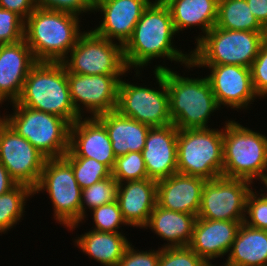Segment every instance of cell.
<instances>
[{
    "label": "cell",
    "mask_w": 267,
    "mask_h": 266,
    "mask_svg": "<svg viewBox=\"0 0 267 266\" xmlns=\"http://www.w3.org/2000/svg\"><path fill=\"white\" fill-rule=\"evenodd\" d=\"M227 256V266H267V231L242 223Z\"/></svg>",
    "instance_id": "4316f807"
},
{
    "label": "cell",
    "mask_w": 267,
    "mask_h": 266,
    "mask_svg": "<svg viewBox=\"0 0 267 266\" xmlns=\"http://www.w3.org/2000/svg\"><path fill=\"white\" fill-rule=\"evenodd\" d=\"M37 61L25 39L0 45V101L16 102L24 81ZM10 100V101H9Z\"/></svg>",
    "instance_id": "d6986e66"
},
{
    "label": "cell",
    "mask_w": 267,
    "mask_h": 266,
    "mask_svg": "<svg viewBox=\"0 0 267 266\" xmlns=\"http://www.w3.org/2000/svg\"><path fill=\"white\" fill-rule=\"evenodd\" d=\"M63 157H85L97 160L113 170L116 156L109 134L97 117H80L70 125L69 150Z\"/></svg>",
    "instance_id": "2e32d148"
},
{
    "label": "cell",
    "mask_w": 267,
    "mask_h": 266,
    "mask_svg": "<svg viewBox=\"0 0 267 266\" xmlns=\"http://www.w3.org/2000/svg\"><path fill=\"white\" fill-rule=\"evenodd\" d=\"M250 12L259 23L267 30V0H246Z\"/></svg>",
    "instance_id": "60d3db41"
},
{
    "label": "cell",
    "mask_w": 267,
    "mask_h": 266,
    "mask_svg": "<svg viewBox=\"0 0 267 266\" xmlns=\"http://www.w3.org/2000/svg\"><path fill=\"white\" fill-rule=\"evenodd\" d=\"M222 171L223 129H178L177 173L212 180Z\"/></svg>",
    "instance_id": "ba28073f"
},
{
    "label": "cell",
    "mask_w": 267,
    "mask_h": 266,
    "mask_svg": "<svg viewBox=\"0 0 267 266\" xmlns=\"http://www.w3.org/2000/svg\"><path fill=\"white\" fill-rule=\"evenodd\" d=\"M257 192L252 189L247 195L244 223L267 231V194Z\"/></svg>",
    "instance_id": "836d02e7"
},
{
    "label": "cell",
    "mask_w": 267,
    "mask_h": 266,
    "mask_svg": "<svg viewBox=\"0 0 267 266\" xmlns=\"http://www.w3.org/2000/svg\"><path fill=\"white\" fill-rule=\"evenodd\" d=\"M157 181L149 178L119 183L117 201L128 226L145 228L157 204Z\"/></svg>",
    "instance_id": "7402d4cb"
},
{
    "label": "cell",
    "mask_w": 267,
    "mask_h": 266,
    "mask_svg": "<svg viewBox=\"0 0 267 266\" xmlns=\"http://www.w3.org/2000/svg\"><path fill=\"white\" fill-rule=\"evenodd\" d=\"M151 0H94V11H100L101 24L93 31L124 46ZM115 39V40H114Z\"/></svg>",
    "instance_id": "e0dca14e"
},
{
    "label": "cell",
    "mask_w": 267,
    "mask_h": 266,
    "mask_svg": "<svg viewBox=\"0 0 267 266\" xmlns=\"http://www.w3.org/2000/svg\"><path fill=\"white\" fill-rule=\"evenodd\" d=\"M176 31L167 5L163 0L151 1L135 25L130 39L123 46V55L127 69L135 68V77L140 70L157 58H167L185 67L191 63V51L187 54L174 48ZM140 69V70H139Z\"/></svg>",
    "instance_id": "6da1fadb"
},
{
    "label": "cell",
    "mask_w": 267,
    "mask_h": 266,
    "mask_svg": "<svg viewBox=\"0 0 267 266\" xmlns=\"http://www.w3.org/2000/svg\"><path fill=\"white\" fill-rule=\"evenodd\" d=\"M158 266H208L189 246L161 247Z\"/></svg>",
    "instance_id": "e575fe53"
},
{
    "label": "cell",
    "mask_w": 267,
    "mask_h": 266,
    "mask_svg": "<svg viewBox=\"0 0 267 266\" xmlns=\"http://www.w3.org/2000/svg\"><path fill=\"white\" fill-rule=\"evenodd\" d=\"M13 104L5 121L47 159L61 158L69 150L70 124L57 115Z\"/></svg>",
    "instance_id": "52a82bcc"
},
{
    "label": "cell",
    "mask_w": 267,
    "mask_h": 266,
    "mask_svg": "<svg viewBox=\"0 0 267 266\" xmlns=\"http://www.w3.org/2000/svg\"><path fill=\"white\" fill-rule=\"evenodd\" d=\"M97 118L104 124L116 157L129 152H142L150 126L122 116L117 110L101 114Z\"/></svg>",
    "instance_id": "603a6c76"
},
{
    "label": "cell",
    "mask_w": 267,
    "mask_h": 266,
    "mask_svg": "<svg viewBox=\"0 0 267 266\" xmlns=\"http://www.w3.org/2000/svg\"><path fill=\"white\" fill-rule=\"evenodd\" d=\"M158 90L131 84L123 79L118 86L117 111L150 127L173 124L169 114V94L166 85V68L153 71Z\"/></svg>",
    "instance_id": "30bf717a"
},
{
    "label": "cell",
    "mask_w": 267,
    "mask_h": 266,
    "mask_svg": "<svg viewBox=\"0 0 267 266\" xmlns=\"http://www.w3.org/2000/svg\"><path fill=\"white\" fill-rule=\"evenodd\" d=\"M122 76L73 74L67 70L69 91L77 114L84 117L83 110H86L90 117H97L115 111Z\"/></svg>",
    "instance_id": "5bb4252c"
},
{
    "label": "cell",
    "mask_w": 267,
    "mask_h": 266,
    "mask_svg": "<svg viewBox=\"0 0 267 266\" xmlns=\"http://www.w3.org/2000/svg\"><path fill=\"white\" fill-rule=\"evenodd\" d=\"M196 218L193 214L167 210L156 204L145 229L149 227L160 239L168 242L162 248L188 246Z\"/></svg>",
    "instance_id": "cb8c5ba5"
},
{
    "label": "cell",
    "mask_w": 267,
    "mask_h": 266,
    "mask_svg": "<svg viewBox=\"0 0 267 266\" xmlns=\"http://www.w3.org/2000/svg\"><path fill=\"white\" fill-rule=\"evenodd\" d=\"M16 102L57 115L70 125L80 118L71 99L67 69L62 62L37 61L30 69Z\"/></svg>",
    "instance_id": "3957f363"
},
{
    "label": "cell",
    "mask_w": 267,
    "mask_h": 266,
    "mask_svg": "<svg viewBox=\"0 0 267 266\" xmlns=\"http://www.w3.org/2000/svg\"><path fill=\"white\" fill-rule=\"evenodd\" d=\"M219 0H163L176 33L199 26L204 35L216 25Z\"/></svg>",
    "instance_id": "d4e9b609"
},
{
    "label": "cell",
    "mask_w": 267,
    "mask_h": 266,
    "mask_svg": "<svg viewBox=\"0 0 267 266\" xmlns=\"http://www.w3.org/2000/svg\"><path fill=\"white\" fill-rule=\"evenodd\" d=\"M37 8L55 10L80 16L94 12V0H35Z\"/></svg>",
    "instance_id": "74e56055"
},
{
    "label": "cell",
    "mask_w": 267,
    "mask_h": 266,
    "mask_svg": "<svg viewBox=\"0 0 267 266\" xmlns=\"http://www.w3.org/2000/svg\"><path fill=\"white\" fill-rule=\"evenodd\" d=\"M47 158L6 121L0 126V163L18 183L34 189Z\"/></svg>",
    "instance_id": "4fadbf2b"
},
{
    "label": "cell",
    "mask_w": 267,
    "mask_h": 266,
    "mask_svg": "<svg viewBox=\"0 0 267 266\" xmlns=\"http://www.w3.org/2000/svg\"><path fill=\"white\" fill-rule=\"evenodd\" d=\"M205 178L175 173L157 181V205L197 217Z\"/></svg>",
    "instance_id": "44dd1931"
},
{
    "label": "cell",
    "mask_w": 267,
    "mask_h": 266,
    "mask_svg": "<svg viewBox=\"0 0 267 266\" xmlns=\"http://www.w3.org/2000/svg\"><path fill=\"white\" fill-rule=\"evenodd\" d=\"M118 185L119 183L111 175L110 177L82 189L81 223L86 218L87 208L92 210L101 205L117 201Z\"/></svg>",
    "instance_id": "f546056e"
},
{
    "label": "cell",
    "mask_w": 267,
    "mask_h": 266,
    "mask_svg": "<svg viewBox=\"0 0 267 266\" xmlns=\"http://www.w3.org/2000/svg\"><path fill=\"white\" fill-rule=\"evenodd\" d=\"M70 54L62 61L73 74L126 75L129 73L123 55V46L96 34L84 31Z\"/></svg>",
    "instance_id": "8fae6325"
},
{
    "label": "cell",
    "mask_w": 267,
    "mask_h": 266,
    "mask_svg": "<svg viewBox=\"0 0 267 266\" xmlns=\"http://www.w3.org/2000/svg\"><path fill=\"white\" fill-rule=\"evenodd\" d=\"M223 128V171L227 178L244 179L254 184L267 176V136L225 121Z\"/></svg>",
    "instance_id": "5b68a950"
},
{
    "label": "cell",
    "mask_w": 267,
    "mask_h": 266,
    "mask_svg": "<svg viewBox=\"0 0 267 266\" xmlns=\"http://www.w3.org/2000/svg\"><path fill=\"white\" fill-rule=\"evenodd\" d=\"M0 7L15 12L24 21L36 9L35 0H0Z\"/></svg>",
    "instance_id": "ab89813d"
},
{
    "label": "cell",
    "mask_w": 267,
    "mask_h": 266,
    "mask_svg": "<svg viewBox=\"0 0 267 266\" xmlns=\"http://www.w3.org/2000/svg\"><path fill=\"white\" fill-rule=\"evenodd\" d=\"M34 196L30 186L17 184L10 191L0 195V233L5 234L20 222L25 214L28 198Z\"/></svg>",
    "instance_id": "f1b7e54d"
},
{
    "label": "cell",
    "mask_w": 267,
    "mask_h": 266,
    "mask_svg": "<svg viewBox=\"0 0 267 266\" xmlns=\"http://www.w3.org/2000/svg\"><path fill=\"white\" fill-rule=\"evenodd\" d=\"M208 266H216V264L213 265V264L211 263V264H208ZM221 266H227V265L223 264V265H221Z\"/></svg>",
    "instance_id": "f6af8a7d"
},
{
    "label": "cell",
    "mask_w": 267,
    "mask_h": 266,
    "mask_svg": "<svg viewBox=\"0 0 267 266\" xmlns=\"http://www.w3.org/2000/svg\"><path fill=\"white\" fill-rule=\"evenodd\" d=\"M25 21L15 12L0 7V45L24 39Z\"/></svg>",
    "instance_id": "d590c367"
},
{
    "label": "cell",
    "mask_w": 267,
    "mask_h": 266,
    "mask_svg": "<svg viewBox=\"0 0 267 266\" xmlns=\"http://www.w3.org/2000/svg\"><path fill=\"white\" fill-rule=\"evenodd\" d=\"M252 83L257 96L267 97V37L260 45L258 55L250 66Z\"/></svg>",
    "instance_id": "8d00e7d4"
},
{
    "label": "cell",
    "mask_w": 267,
    "mask_h": 266,
    "mask_svg": "<svg viewBox=\"0 0 267 266\" xmlns=\"http://www.w3.org/2000/svg\"><path fill=\"white\" fill-rule=\"evenodd\" d=\"M79 16L37 8L25 20L24 39L36 61L62 62L83 33Z\"/></svg>",
    "instance_id": "7a4b0ae2"
},
{
    "label": "cell",
    "mask_w": 267,
    "mask_h": 266,
    "mask_svg": "<svg viewBox=\"0 0 267 266\" xmlns=\"http://www.w3.org/2000/svg\"><path fill=\"white\" fill-rule=\"evenodd\" d=\"M2 104H3V102L0 101V105H1V106H2ZM4 122H5V116L2 115V117H1V115H0V126H1Z\"/></svg>",
    "instance_id": "7bdbcfd3"
},
{
    "label": "cell",
    "mask_w": 267,
    "mask_h": 266,
    "mask_svg": "<svg viewBox=\"0 0 267 266\" xmlns=\"http://www.w3.org/2000/svg\"><path fill=\"white\" fill-rule=\"evenodd\" d=\"M166 68V85L169 94V114L178 129H206L212 113L220 109L211 85L204 78L181 76L162 65L154 70Z\"/></svg>",
    "instance_id": "277c9868"
},
{
    "label": "cell",
    "mask_w": 267,
    "mask_h": 266,
    "mask_svg": "<svg viewBox=\"0 0 267 266\" xmlns=\"http://www.w3.org/2000/svg\"><path fill=\"white\" fill-rule=\"evenodd\" d=\"M74 239L75 246L103 266H118L131 244L123 233L90 230Z\"/></svg>",
    "instance_id": "484cf974"
},
{
    "label": "cell",
    "mask_w": 267,
    "mask_h": 266,
    "mask_svg": "<svg viewBox=\"0 0 267 266\" xmlns=\"http://www.w3.org/2000/svg\"><path fill=\"white\" fill-rule=\"evenodd\" d=\"M177 137L174 124L150 128L142 150L149 179L159 181L177 173Z\"/></svg>",
    "instance_id": "ac0fdd59"
},
{
    "label": "cell",
    "mask_w": 267,
    "mask_h": 266,
    "mask_svg": "<svg viewBox=\"0 0 267 266\" xmlns=\"http://www.w3.org/2000/svg\"><path fill=\"white\" fill-rule=\"evenodd\" d=\"M241 222L196 218L188 245L207 264L224 257L232 247Z\"/></svg>",
    "instance_id": "ffe728a7"
},
{
    "label": "cell",
    "mask_w": 267,
    "mask_h": 266,
    "mask_svg": "<svg viewBox=\"0 0 267 266\" xmlns=\"http://www.w3.org/2000/svg\"><path fill=\"white\" fill-rule=\"evenodd\" d=\"M261 183L266 186V187H264L266 190L267 189V176L263 179V181ZM265 193L267 194V190L265 191Z\"/></svg>",
    "instance_id": "ee69618b"
},
{
    "label": "cell",
    "mask_w": 267,
    "mask_h": 266,
    "mask_svg": "<svg viewBox=\"0 0 267 266\" xmlns=\"http://www.w3.org/2000/svg\"><path fill=\"white\" fill-rule=\"evenodd\" d=\"M252 183L244 179L220 176L206 180L197 218L244 223L246 199Z\"/></svg>",
    "instance_id": "7c38bea8"
},
{
    "label": "cell",
    "mask_w": 267,
    "mask_h": 266,
    "mask_svg": "<svg viewBox=\"0 0 267 266\" xmlns=\"http://www.w3.org/2000/svg\"><path fill=\"white\" fill-rule=\"evenodd\" d=\"M250 11L246 0H219L215 26L227 30L267 32Z\"/></svg>",
    "instance_id": "83f0119b"
},
{
    "label": "cell",
    "mask_w": 267,
    "mask_h": 266,
    "mask_svg": "<svg viewBox=\"0 0 267 266\" xmlns=\"http://www.w3.org/2000/svg\"><path fill=\"white\" fill-rule=\"evenodd\" d=\"M112 177L118 183L148 178L142 152H129L116 157Z\"/></svg>",
    "instance_id": "1f68e13d"
},
{
    "label": "cell",
    "mask_w": 267,
    "mask_h": 266,
    "mask_svg": "<svg viewBox=\"0 0 267 266\" xmlns=\"http://www.w3.org/2000/svg\"><path fill=\"white\" fill-rule=\"evenodd\" d=\"M91 212L94 223L93 230L122 233L119 231L120 227L128 225L123 218L118 201L101 205L92 209Z\"/></svg>",
    "instance_id": "d6a6232c"
},
{
    "label": "cell",
    "mask_w": 267,
    "mask_h": 266,
    "mask_svg": "<svg viewBox=\"0 0 267 266\" xmlns=\"http://www.w3.org/2000/svg\"><path fill=\"white\" fill-rule=\"evenodd\" d=\"M74 171L81 189L89 187L112 175V171L97 160L85 157H63Z\"/></svg>",
    "instance_id": "4dcf8cb0"
},
{
    "label": "cell",
    "mask_w": 267,
    "mask_h": 266,
    "mask_svg": "<svg viewBox=\"0 0 267 266\" xmlns=\"http://www.w3.org/2000/svg\"><path fill=\"white\" fill-rule=\"evenodd\" d=\"M210 69L207 80L211 85L212 92L218 105L231 107V109H248L258 98L252 83L249 67L237 65H193L186 67H202Z\"/></svg>",
    "instance_id": "9a60e30c"
},
{
    "label": "cell",
    "mask_w": 267,
    "mask_h": 266,
    "mask_svg": "<svg viewBox=\"0 0 267 266\" xmlns=\"http://www.w3.org/2000/svg\"><path fill=\"white\" fill-rule=\"evenodd\" d=\"M130 244L118 266H158L160 248L158 250L139 251Z\"/></svg>",
    "instance_id": "f35d334b"
},
{
    "label": "cell",
    "mask_w": 267,
    "mask_h": 266,
    "mask_svg": "<svg viewBox=\"0 0 267 266\" xmlns=\"http://www.w3.org/2000/svg\"><path fill=\"white\" fill-rule=\"evenodd\" d=\"M267 32L227 30L214 26L198 35L191 51L193 65H237L249 67L258 55Z\"/></svg>",
    "instance_id": "8992f818"
},
{
    "label": "cell",
    "mask_w": 267,
    "mask_h": 266,
    "mask_svg": "<svg viewBox=\"0 0 267 266\" xmlns=\"http://www.w3.org/2000/svg\"><path fill=\"white\" fill-rule=\"evenodd\" d=\"M17 184L8 173V170L0 163V195L10 191Z\"/></svg>",
    "instance_id": "b9f144b4"
},
{
    "label": "cell",
    "mask_w": 267,
    "mask_h": 266,
    "mask_svg": "<svg viewBox=\"0 0 267 266\" xmlns=\"http://www.w3.org/2000/svg\"><path fill=\"white\" fill-rule=\"evenodd\" d=\"M34 194L46 191L53 204L54 219L70 231L81 222V193L72 166L63 158L47 159ZM79 223V224H78Z\"/></svg>",
    "instance_id": "9c48e42d"
}]
</instances>
